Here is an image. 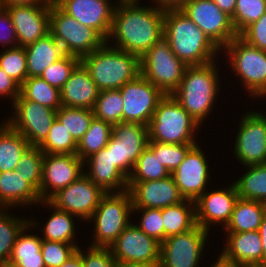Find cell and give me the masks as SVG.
Wrapping results in <instances>:
<instances>
[{"instance_id": "obj_1", "label": "cell", "mask_w": 266, "mask_h": 267, "mask_svg": "<svg viewBox=\"0 0 266 267\" xmlns=\"http://www.w3.org/2000/svg\"><path fill=\"white\" fill-rule=\"evenodd\" d=\"M137 4L119 3L115 7L109 37L117 40L116 48L142 57L164 38L165 9Z\"/></svg>"}, {"instance_id": "obj_2", "label": "cell", "mask_w": 266, "mask_h": 267, "mask_svg": "<svg viewBox=\"0 0 266 267\" xmlns=\"http://www.w3.org/2000/svg\"><path fill=\"white\" fill-rule=\"evenodd\" d=\"M164 39L186 66L213 62L220 50L180 9H165Z\"/></svg>"}, {"instance_id": "obj_3", "label": "cell", "mask_w": 266, "mask_h": 267, "mask_svg": "<svg viewBox=\"0 0 266 267\" xmlns=\"http://www.w3.org/2000/svg\"><path fill=\"white\" fill-rule=\"evenodd\" d=\"M106 44L80 59L99 91L120 89L141 74L138 55Z\"/></svg>"}, {"instance_id": "obj_4", "label": "cell", "mask_w": 266, "mask_h": 267, "mask_svg": "<svg viewBox=\"0 0 266 267\" xmlns=\"http://www.w3.org/2000/svg\"><path fill=\"white\" fill-rule=\"evenodd\" d=\"M215 66L214 61L187 66L180 85L171 94L199 125L208 116L219 91Z\"/></svg>"}, {"instance_id": "obj_5", "label": "cell", "mask_w": 266, "mask_h": 267, "mask_svg": "<svg viewBox=\"0 0 266 267\" xmlns=\"http://www.w3.org/2000/svg\"><path fill=\"white\" fill-rule=\"evenodd\" d=\"M199 124L171 95H165L148 124L149 141L169 144H196Z\"/></svg>"}, {"instance_id": "obj_6", "label": "cell", "mask_w": 266, "mask_h": 267, "mask_svg": "<svg viewBox=\"0 0 266 267\" xmlns=\"http://www.w3.org/2000/svg\"><path fill=\"white\" fill-rule=\"evenodd\" d=\"M133 209L130 192L106 193L90 220L95 222L93 247H110L130 224Z\"/></svg>"}, {"instance_id": "obj_7", "label": "cell", "mask_w": 266, "mask_h": 267, "mask_svg": "<svg viewBox=\"0 0 266 267\" xmlns=\"http://www.w3.org/2000/svg\"><path fill=\"white\" fill-rule=\"evenodd\" d=\"M50 33L66 54L80 59L107 42L96 30L79 23L54 2L50 8Z\"/></svg>"}, {"instance_id": "obj_8", "label": "cell", "mask_w": 266, "mask_h": 267, "mask_svg": "<svg viewBox=\"0 0 266 267\" xmlns=\"http://www.w3.org/2000/svg\"><path fill=\"white\" fill-rule=\"evenodd\" d=\"M140 67L141 75L168 95L180 85L187 66L163 38L140 57Z\"/></svg>"}, {"instance_id": "obj_9", "label": "cell", "mask_w": 266, "mask_h": 267, "mask_svg": "<svg viewBox=\"0 0 266 267\" xmlns=\"http://www.w3.org/2000/svg\"><path fill=\"white\" fill-rule=\"evenodd\" d=\"M224 48L248 92L253 96L266 95V51L249 45L239 36Z\"/></svg>"}, {"instance_id": "obj_10", "label": "cell", "mask_w": 266, "mask_h": 267, "mask_svg": "<svg viewBox=\"0 0 266 267\" xmlns=\"http://www.w3.org/2000/svg\"><path fill=\"white\" fill-rule=\"evenodd\" d=\"M148 126L141 123L113 124L112 135L106 147L111 151L113 164L127 177L143 150L148 146ZM131 168V169H130Z\"/></svg>"}, {"instance_id": "obj_11", "label": "cell", "mask_w": 266, "mask_h": 267, "mask_svg": "<svg viewBox=\"0 0 266 267\" xmlns=\"http://www.w3.org/2000/svg\"><path fill=\"white\" fill-rule=\"evenodd\" d=\"M16 113L6 122L19 132L31 146L38 147L47 137L57 111L19 95L12 103Z\"/></svg>"}, {"instance_id": "obj_12", "label": "cell", "mask_w": 266, "mask_h": 267, "mask_svg": "<svg viewBox=\"0 0 266 267\" xmlns=\"http://www.w3.org/2000/svg\"><path fill=\"white\" fill-rule=\"evenodd\" d=\"M180 10L190 18L219 48L236 38L231 17L212 0H189Z\"/></svg>"}, {"instance_id": "obj_13", "label": "cell", "mask_w": 266, "mask_h": 267, "mask_svg": "<svg viewBox=\"0 0 266 267\" xmlns=\"http://www.w3.org/2000/svg\"><path fill=\"white\" fill-rule=\"evenodd\" d=\"M123 105V122L148 126L159 101L165 94L141 74L120 89Z\"/></svg>"}, {"instance_id": "obj_14", "label": "cell", "mask_w": 266, "mask_h": 267, "mask_svg": "<svg viewBox=\"0 0 266 267\" xmlns=\"http://www.w3.org/2000/svg\"><path fill=\"white\" fill-rule=\"evenodd\" d=\"M208 232L197 224L189 231L167 237L160 243L158 267H197Z\"/></svg>"}, {"instance_id": "obj_15", "label": "cell", "mask_w": 266, "mask_h": 267, "mask_svg": "<svg viewBox=\"0 0 266 267\" xmlns=\"http://www.w3.org/2000/svg\"><path fill=\"white\" fill-rule=\"evenodd\" d=\"M106 193L89 177L83 174L79 179L59 190L48 201L57 209L73 216L90 220Z\"/></svg>"}, {"instance_id": "obj_16", "label": "cell", "mask_w": 266, "mask_h": 267, "mask_svg": "<svg viewBox=\"0 0 266 267\" xmlns=\"http://www.w3.org/2000/svg\"><path fill=\"white\" fill-rule=\"evenodd\" d=\"M87 164L76 154H44L39 196L48 201L59 190L79 179ZM51 188L52 191L49 192Z\"/></svg>"}, {"instance_id": "obj_17", "label": "cell", "mask_w": 266, "mask_h": 267, "mask_svg": "<svg viewBox=\"0 0 266 267\" xmlns=\"http://www.w3.org/2000/svg\"><path fill=\"white\" fill-rule=\"evenodd\" d=\"M235 156L245 166L266 163V117L251 111L241 119L234 146Z\"/></svg>"}, {"instance_id": "obj_18", "label": "cell", "mask_w": 266, "mask_h": 267, "mask_svg": "<svg viewBox=\"0 0 266 267\" xmlns=\"http://www.w3.org/2000/svg\"><path fill=\"white\" fill-rule=\"evenodd\" d=\"M116 261L159 266L160 242L130 223L110 246Z\"/></svg>"}, {"instance_id": "obj_19", "label": "cell", "mask_w": 266, "mask_h": 267, "mask_svg": "<svg viewBox=\"0 0 266 267\" xmlns=\"http://www.w3.org/2000/svg\"><path fill=\"white\" fill-rule=\"evenodd\" d=\"M5 8L11 16L18 46L25 47L50 33L51 5H13Z\"/></svg>"}, {"instance_id": "obj_20", "label": "cell", "mask_w": 266, "mask_h": 267, "mask_svg": "<svg viewBox=\"0 0 266 267\" xmlns=\"http://www.w3.org/2000/svg\"><path fill=\"white\" fill-rule=\"evenodd\" d=\"M53 2L66 14L96 30L109 41L115 7H112L108 0H53Z\"/></svg>"}, {"instance_id": "obj_21", "label": "cell", "mask_w": 266, "mask_h": 267, "mask_svg": "<svg viewBox=\"0 0 266 267\" xmlns=\"http://www.w3.org/2000/svg\"><path fill=\"white\" fill-rule=\"evenodd\" d=\"M171 175L184 199L195 202L205 192L209 177L208 165L197 144L188 150L183 162Z\"/></svg>"}, {"instance_id": "obj_22", "label": "cell", "mask_w": 266, "mask_h": 267, "mask_svg": "<svg viewBox=\"0 0 266 267\" xmlns=\"http://www.w3.org/2000/svg\"><path fill=\"white\" fill-rule=\"evenodd\" d=\"M128 191L133 208L163 209L184 200L172 175L160 180L128 182Z\"/></svg>"}, {"instance_id": "obj_23", "label": "cell", "mask_w": 266, "mask_h": 267, "mask_svg": "<svg viewBox=\"0 0 266 267\" xmlns=\"http://www.w3.org/2000/svg\"><path fill=\"white\" fill-rule=\"evenodd\" d=\"M238 192L235 183L225 190L204 192L195 201L196 222L203 229L209 230L210 224L224 222L226 224L231 218Z\"/></svg>"}, {"instance_id": "obj_24", "label": "cell", "mask_w": 266, "mask_h": 267, "mask_svg": "<svg viewBox=\"0 0 266 267\" xmlns=\"http://www.w3.org/2000/svg\"><path fill=\"white\" fill-rule=\"evenodd\" d=\"M219 259L240 267L263 264L262 239L258 231L229 232L228 240Z\"/></svg>"}, {"instance_id": "obj_25", "label": "cell", "mask_w": 266, "mask_h": 267, "mask_svg": "<svg viewBox=\"0 0 266 267\" xmlns=\"http://www.w3.org/2000/svg\"><path fill=\"white\" fill-rule=\"evenodd\" d=\"M99 89L80 62L60 89L62 106L93 109Z\"/></svg>"}, {"instance_id": "obj_26", "label": "cell", "mask_w": 266, "mask_h": 267, "mask_svg": "<svg viewBox=\"0 0 266 267\" xmlns=\"http://www.w3.org/2000/svg\"><path fill=\"white\" fill-rule=\"evenodd\" d=\"M85 160L89 161L90 172L88 174L84 172V174L105 193H110V190L114 193L113 188L119 190V192L128 190V178L113 164L111 151L107 147L102 148Z\"/></svg>"}, {"instance_id": "obj_27", "label": "cell", "mask_w": 266, "mask_h": 267, "mask_svg": "<svg viewBox=\"0 0 266 267\" xmlns=\"http://www.w3.org/2000/svg\"><path fill=\"white\" fill-rule=\"evenodd\" d=\"M24 48L27 58L28 77L41 76L49 65L66 55L62 45L51 33Z\"/></svg>"}, {"instance_id": "obj_28", "label": "cell", "mask_w": 266, "mask_h": 267, "mask_svg": "<svg viewBox=\"0 0 266 267\" xmlns=\"http://www.w3.org/2000/svg\"><path fill=\"white\" fill-rule=\"evenodd\" d=\"M41 202L39 192L25 180L20 171L0 173V206L29 205Z\"/></svg>"}, {"instance_id": "obj_29", "label": "cell", "mask_w": 266, "mask_h": 267, "mask_svg": "<svg viewBox=\"0 0 266 267\" xmlns=\"http://www.w3.org/2000/svg\"><path fill=\"white\" fill-rule=\"evenodd\" d=\"M265 215V203L238 198L231 218L226 224V231L237 233L258 231Z\"/></svg>"}, {"instance_id": "obj_30", "label": "cell", "mask_w": 266, "mask_h": 267, "mask_svg": "<svg viewBox=\"0 0 266 267\" xmlns=\"http://www.w3.org/2000/svg\"><path fill=\"white\" fill-rule=\"evenodd\" d=\"M33 223L30 221L17 236L11 257L5 267H45L41 254V237L23 234Z\"/></svg>"}, {"instance_id": "obj_31", "label": "cell", "mask_w": 266, "mask_h": 267, "mask_svg": "<svg viewBox=\"0 0 266 267\" xmlns=\"http://www.w3.org/2000/svg\"><path fill=\"white\" fill-rule=\"evenodd\" d=\"M3 125L0 126V173L16 170L20 158L31 147L19 132L7 123Z\"/></svg>"}, {"instance_id": "obj_32", "label": "cell", "mask_w": 266, "mask_h": 267, "mask_svg": "<svg viewBox=\"0 0 266 267\" xmlns=\"http://www.w3.org/2000/svg\"><path fill=\"white\" fill-rule=\"evenodd\" d=\"M190 205L192 207H190ZM162 218L164 225V240L167 237L189 231L197 225L195 202L184 199L178 204L165 207L162 209Z\"/></svg>"}, {"instance_id": "obj_33", "label": "cell", "mask_w": 266, "mask_h": 267, "mask_svg": "<svg viewBox=\"0 0 266 267\" xmlns=\"http://www.w3.org/2000/svg\"><path fill=\"white\" fill-rule=\"evenodd\" d=\"M112 127L109 122L93 117L89 129L77 143L76 155L85 162V159L106 147L112 135Z\"/></svg>"}, {"instance_id": "obj_34", "label": "cell", "mask_w": 266, "mask_h": 267, "mask_svg": "<svg viewBox=\"0 0 266 267\" xmlns=\"http://www.w3.org/2000/svg\"><path fill=\"white\" fill-rule=\"evenodd\" d=\"M20 95L43 106L58 110L61 104L60 90L51 86L40 76L27 77L20 86Z\"/></svg>"}, {"instance_id": "obj_35", "label": "cell", "mask_w": 266, "mask_h": 267, "mask_svg": "<svg viewBox=\"0 0 266 267\" xmlns=\"http://www.w3.org/2000/svg\"><path fill=\"white\" fill-rule=\"evenodd\" d=\"M247 167L246 174L234 182L239 198L266 204V163Z\"/></svg>"}, {"instance_id": "obj_36", "label": "cell", "mask_w": 266, "mask_h": 267, "mask_svg": "<svg viewBox=\"0 0 266 267\" xmlns=\"http://www.w3.org/2000/svg\"><path fill=\"white\" fill-rule=\"evenodd\" d=\"M41 203H46L54 209V213H52L48 222H46V225L43 227L44 238L41 239L74 244L75 225L72 219V214L57 209L49 201H41Z\"/></svg>"}, {"instance_id": "obj_37", "label": "cell", "mask_w": 266, "mask_h": 267, "mask_svg": "<svg viewBox=\"0 0 266 267\" xmlns=\"http://www.w3.org/2000/svg\"><path fill=\"white\" fill-rule=\"evenodd\" d=\"M94 117L93 109L61 106L57 110L56 118L67 132L78 143L89 129Z\"/></svg>"}, {"instance_id": "obj_38", "label": "cell", "mask_w": 266, "mask_h": 267, "mask_svg": "<svg viewBox=\"0 0 266 267\" xmlns=\"http://www.w3.org/2000/svg\"><path fill=\"white\" fill-rule=\"evenodd\" d=\"M123 105L119 89L100 91L93 108L94 117L112 125L123 122Z\"/></svg>"}, {"instance_id": "obj_39", "label": "cell", "mask_w": 266, "mask_h": 267, "mask_svg": "<svg viewBox=\"0 0 266 267\" xmlns=\"http://www.w3.org/2000/svg\"><path fill=\"white\" fill-rule=\"evenodd\" d=\"M0 210V267H5L8 263L15 240L19 233L30 222L24 219H18L17 217H11V215L4 214V211Z\"/></svg>"}, {"instance_id": "obj_40", "label": "cell", "mask_w": 266, "mask_h": 267, "mask_svg": "<svg viewBox=\"0 0 266 267\" xmlns=\"http://www.w3.org/2000/svg\"><path fill=\"white\" fill-rule=\"evenodd\" d=\"M133 170L134 173L131 171L128 182L160 180L171 175L148 147L138 157Z\"/></svg>"}, {"instance_id": "obj_41", "label": "cell", "mask_w": 266, "mask_h": 267, "mask_svg": "<svg viewBox=\"0 0 266 267\" xmlns=\"http://www.w3.org/2000/svg\"><path fill=\"white\" fill-rule=\"evenodd\" d=\"M38 147L44 154H76L77 151V143L57 118Z\"/></svg>"}, {"instance_id": "obj_42", "label": "cell", "mask_w": 266, "mask_h": 267, "mask_svg": "<svg viewBox=\"0 0 266 267\" xmlns=\"http://www.w3.org/2000/svg\"><path fill=\"white\" fill-rule=\"evenodd\" d=\"M195 144H169L155 141L148 142V148L158 158L170 174L183 162L188 150Z\"/></svg>"}, {"instance_id": "obj_43", "label": "cell", "mask_w": 266, "mask_h": 267, "mask_svg": "<svg viewBox=\"0 0 266 267\" xmlns=\"http://www.w3.org/2000/svg\"><path fill=\"white\" fill-rule=\"evenodd\" d=\"M266 12V0H237L232 25L239 35L247 26L260 19Z\"/></svg>"}, {"instance_id": "obj_44", "label": "cell", "mask_w": 266, "mask_h": 267, "mask_svg": "<svg viewBox=\"0 0 266 267\" xmlns=\"http://www.w3.org/2000/svg\"><path fill=\"white\" fill-rule=\"evenodd\" d=\"M0 67L21 86L28 77L25 48L15 44L1 53Z\"/></svg>"}, {"instance_id": "obj_45", "label": "cell", "mask_w": 266, "mask_h": 267, "mask_svg": "<svg viewBox=\"0 0 266 267\" xmlns=\"http://www.w3.org/2000/svg\"><path fill=\"white\" fill-rule=\"evenodd\" d=\"M44 153L39 147L31 146L20 158L16 171L25 177L38 192L40 191L42 178V165Z\"/></svg>"}, {"instance_id": "obj_46", "label": "cell", "mask_w": 266, "mask_h": 267, "mask_svg": "<svg viewBox=\"0 0 266 267\" xmlns=\"http://www.w3.org/2000/svg\"><path fill=\"white\" fill-rule=\"evenodd\" d=\"M79 63L80 58L66 54L55 63L49 65L40 77L60 90Z\"/></svg>"}, {"instance_id": "obj_47", "label": "cell", "mask_w": 266, "mask_h": 267, "mask_svg": "<svg viewBox=\"0 0 266 267\" xmlns=\"http://www.w3.org/2000/svg\"><path fill=\"white\" fill-rule=\"evenodd\" d=\"M76 244L42 239L41 254L45 267H60L77 250Z\"/></svg>"}, {"instance_id": "obj_48", "label": "cell", "mask_w": 266, "mask_h": 267, "mask_svg": "<svg viewBox=\"0 0 266 267\" xmlns=\"http://www.w3.org/2000/svg\"><path fill=\"white\" fill-rule=\"evenodd\" d=\"M143 210L140 225L137 226L148 236L155 238L158 242L164 241V225L162 218V209L155 208H133L132 211Z\"/></svg>"}, {"instance_id": "obj_49", "label": "cell", "mask_w": 266, "mask_h": 267, "mask_svg": "<svg viewBox=\"0 0 266 267\" xmlns=\"http://www.w3.org/2000/svg\"><path fill=\"white\" fill-rule=\"evenodd\" d=\"M238 36L249 45L266 51V12L260 19L247 26Z\"/></svg>"}, {"instance_id": "obj_50", "label": "cell", "mask_w": 266, "mask_h": 267, "mask_svg": "<svg viewBox=\"0 0 266 267\" xmlns=\"http://www.w3.org/2000/svg\"><path fill=\"white\" fill-rule=\"evenodd\" d=\"M88 254L82 253L83 267H115L116 260L110 247L90 246Z\"/></svg>"}, {"instance_id": "obj_51", "label": "cell", "mask_w": 266, "mask_h": 267, "mask_svg": "<svg viewBox=\"0 0 266 267\" xmlns=\"http://www.w3.org/2000/svg\"><path fill=\"white\" fill-rule=\"evenodd\" d=\"M4 24V27L7 29L6 31V34H2L0 32V42H2V44L4 45H8L9 43L13 44L17 42V45H18V38H17V35H16V31H15V28L13 26V22H12V19H11V16L8 12V10L6 8H3L0 9V26ZM3 27V26H2ZM4 28V29H5ZM5 29V30H6ZM2 31V30H1ZM8 32V34H7Z\"/></svg>"}, {"instance_id": "obj_52", "label": "cell", "mask_w": 266, "mask_h": 267, "mask_svg": "<svg viewBox=\"0 0 266 267\" xmlns=\"http://www.w3.org/2000/svg\"><path fill=\"white\" fill-rule=\"evenodd\" d=\"M5 94H10L14 102L20 95V85L0 67V96Z\"/></svg>"}, {"instance_id": "obj_53", "label": "cell", "mask_w": 266, "mask_h": 267, "mask_svg": "<svg viewBox=\"0 0 266 267\" xmlns=\"http://www.w3.org/2000/svg\"><path fill=\"white\" fill-rule=\"evenodd\" d=\"M2 7L13 5H51L53 0H0Z\"/></svg>"}, {"instance_id": "obj_54", "label": "cell", "mask_w": 266, "mask_h": 267, "mask_svg": "<svg viewBox=\"0 0 266 267\" xmlns=\"http://www.w3.org/2000/svg\"><path fill=\"white\" fill-rule=\"evenodd\" d=\"M221 11L225 12L228 16L232 17L235 12L237 0H212Z\"/></svg>"}, {"instance_id": "obj_55", "label": "cell", "mask_w": 266, "mask_h": 267, "mask_svg": "<svg viewBox=\"0 0 266 267\" xmlns=\"http://www.w3.org/2000/svg\"><path fill=\"white\" fill-rule=\"evenodd\" d=\"M60 267H83L82 251L80 248H77V250Z\"/></svg>"}, {"instance_id": "obj_56", "label": "cell", "mask_w": 266, "mask_h": 267, "mask_svg": "<svg viewBox=\"0 0 266 267\" xmlns=\"http://www.w3.org/2000/svg\"><path fill=\"white\" fill-rule=\"evenodd\" d=\"M162 9H180L189 0H155Z\"/></svg>"}, {"instance_id": "obj_57", "label": "cell", "mask_w": 266, "mask_h": 267, "mask_svg": "<svg viewBox=\"0 0 266 267\" xmlns=\"http://www.w3.org/2000/svg\"><path fill=\"white\" fill-rule=\"evenodd\" d=\"M258 232L262 239L263 264H266V215L262 219Z\"/></svg>"}, {"instance_id": "obj_58", "label": "cell", "mask_w": 266, "mask_h": 267, "mask_svg": "<svg viewBox=\"0 0 266 267\" xmlns=\"http://www.w3.org/2000/svg\"><path fill=\"white\" fill-rule=\"evenodd\" d=\"M115 267H158V266L144 264V263H136V262L116 261Z\"/></svg>"}, {"instance_id": "obj_59", "label": "cell", "mask_w": 266, "mask_h": 267, "mask_svg": "<svg viewBox=\"0 0 266 267\" xmlns=\"http://www.w3.org/2000/svg\"><path fill=\"white\" fill-rule=\"evenodd\" d=\"M211 267H240V266L227 264L218 258L216 263Z\"/></svg>"}, {"instance_id": "obj_60", "label": "cell", "mask_w": 266, "mask_h": 267, "mask_svg": "<svg viewBox=\"0 0 266 267\" xmlns=\"http://www.w3.org/2000/svg\"><path fill=\"white\" fill-rule=\"evenodd\" d=\"M243 267H266V264L247 265Z\"/></svg>"}, {"instance_id": "obj_61", "label": "cell", "mask_w": 266, "mask_h": 267, "mask_svg": "<svg viewBox=\"0 0 266 267\" xmlns=\"http://www.w3.org/2000/svg\"><path fill=\"white\" fill-rule=\"evenodd\" d=\"M119 2L120 3H132V2H137L138 3V0H120Z\"/></svg>"}]
</instances>
